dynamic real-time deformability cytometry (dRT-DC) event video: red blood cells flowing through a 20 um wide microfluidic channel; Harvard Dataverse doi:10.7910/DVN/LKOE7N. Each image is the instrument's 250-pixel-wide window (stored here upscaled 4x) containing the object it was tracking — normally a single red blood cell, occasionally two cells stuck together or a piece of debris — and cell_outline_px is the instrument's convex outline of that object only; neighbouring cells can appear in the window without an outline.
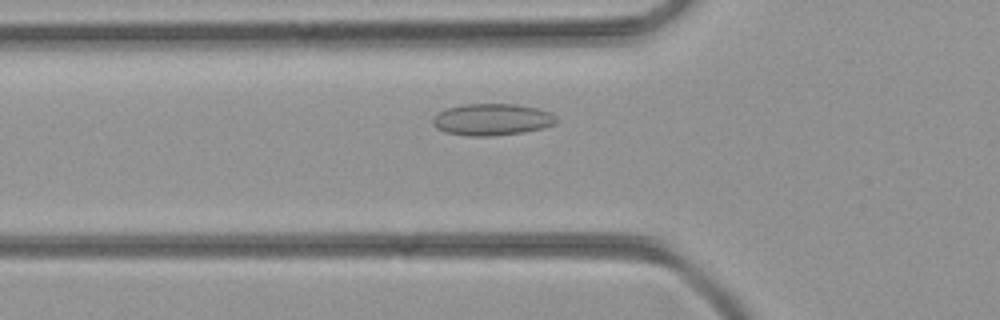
{"species": "common noctule bat (a hibernating species)", "species_latin": "Nyctalus noctula", "temperature_condition": "room temperature", "stored_images_in_passage": 40, "camera_frame_rate_fps": 3000, "um_per_image_px": 0.085, "animal": {"sex": "female", "body_mass_g": 21.9}, "frame": {"image": 1, "passage_image": 10, "time_ms": 3.0, "image_size_px": [1000, 320], "cell_outline_px": [[556, 124], [544, 128], [524, 132], [492, 136], [468, 136], [444, 132], [436, 128], [432, 124], [432, 120], [440, 112], [448, 108], [464, 104], [516, 104], [540, 108], [556, 116]], "centroid_in_image_um": [41.84, 10.16], "position_along_channel_um": 84.0, "area_um2": 22.95}}
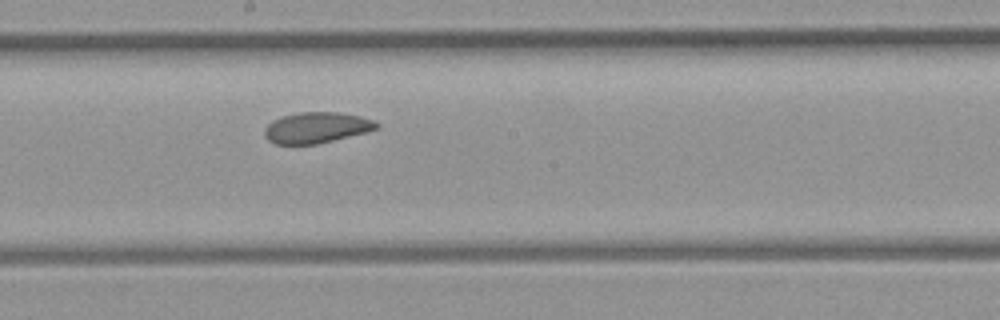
{"frame": {"image": 2, "passage_image": 19, "time_ms": 6.0, "image_size_px": [1000, 320], "cell_outline_px": [[380, 124], [376, 128], [364, 132], [316, 144], [276, 144], [268, 140], [264, 136], [264, 128], [272, 120], [284, 116], [300, 112], [336, 112], [360, 116], [376, 120]], "centroid_in_image_um": [26.87, 10.84], "position_along_channel_um": 221.3, "area_um2": 19.94}}
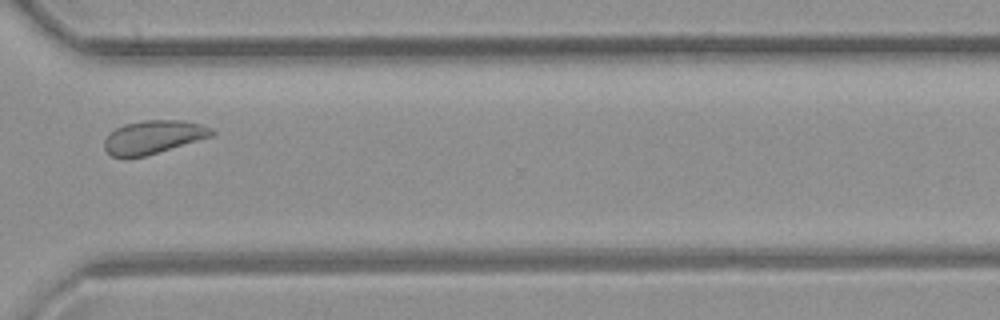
{"frame": {"image": 3, "passage_image": 28, "time_ms": 9.0, "image_size_px": [1000, 320], "cell_outline_px": [[216, 132], [212, 136], [144, 156], [128, 160], [124, 160], [112, 156], [104, 148], [104, 140], [116, 128], [124, 124], [144, 120], [184, 120], [200, 124], [212, 128]], "centroid_in_image_um": [13.0, 11.67], "position_along_channel_um": 357.6, "area_um2": 20.98}}